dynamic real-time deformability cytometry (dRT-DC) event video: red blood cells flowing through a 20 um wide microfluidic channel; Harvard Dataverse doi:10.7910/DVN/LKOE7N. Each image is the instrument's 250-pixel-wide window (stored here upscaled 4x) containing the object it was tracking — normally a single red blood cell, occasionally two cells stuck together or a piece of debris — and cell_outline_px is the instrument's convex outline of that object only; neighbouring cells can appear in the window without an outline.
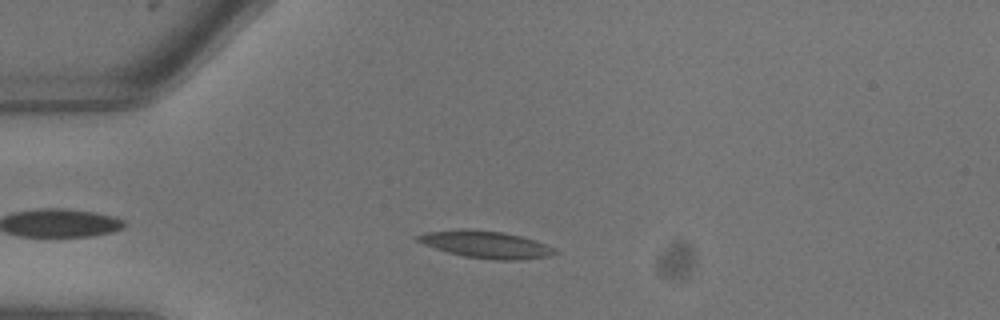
{"species": "common noctule bat (a hibernating species)", "species_latin": "Nyctalus noctula", "temperature_condition": "warm", "stored_images_in_passage": 7, "camera_frame_rate_fps": 3000, "um_per_image_px": 0.085, "animal": {"sex": "male", "body_mass_g": 13.3}, "frame": {"image": 1, "passage_image": 3, "time_ms": 0.667, "image_size_px": [1000, 320], "cell_outline_px": [[560, 252], [548, 256], [520, 260], [496, 260], [464, 256], [448, 252], [424, 244], [416, 240], [412, 236], [428, 232], [460, 228], [504, 232], [520, 236], [556, 248]], "centroid_in_image_um": [41.29, 20.78], "position_along_channel_um": 43.7, "area_um2": 21.62}}
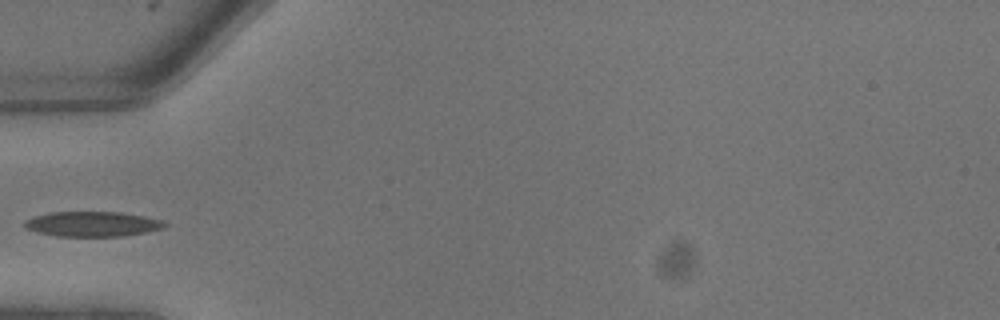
{"frame": {"image": 2, "passage_image": 5, "time_ms": 1.333, "image_size_px": [1000, 320], "cell_outline_px": [[168, 224], [164, 228], [144, 232], [120, 236], [56, 236], [36, 232], [24, 228], [24, 220], [36, 216], [52, 212], [120, 212], [144, 216], [160, 220]], "centroid_in_image_um": [7.82, 19.04], "position_along_channel_um": 77.2, "area_um2": 20.29}}